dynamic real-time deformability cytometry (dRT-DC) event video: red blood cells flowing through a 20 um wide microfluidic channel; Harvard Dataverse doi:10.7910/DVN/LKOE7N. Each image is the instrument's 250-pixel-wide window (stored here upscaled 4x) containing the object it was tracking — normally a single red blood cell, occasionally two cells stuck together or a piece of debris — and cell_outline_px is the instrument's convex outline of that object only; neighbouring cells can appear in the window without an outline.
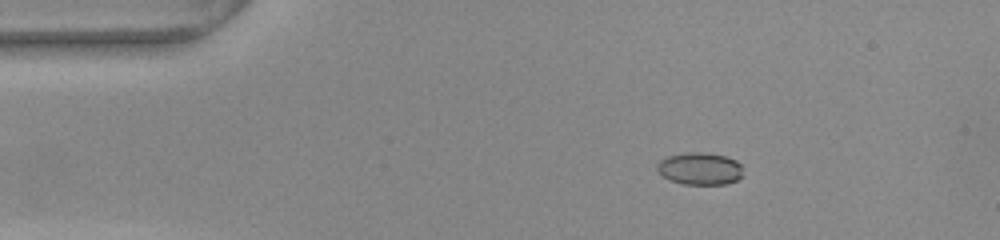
{"species": "common noctule bat (a hibernating species)", "species_latin": "Nyctalus noctula", "temperature_condition": "warm", "stored_images_in_passage": 52, "camera_frame_rate_fps": 3000, "um_per_image_px": 0.085, "animal": {"sex": "female", "body_mass_g": 22.0, "forearm_length_mm": 56.7}, "frame": {"image": 1, "passage_image": 7, "time_ms": 2.0, "image_size_px": [1000, 240], "cell_outline_px": [[744, 176], [736, 180], [724, 184], [684, 184], [668, 180], [656, 172], [656, 164], [660, 160], [668, 156], [688, 152], [700, 152], [724, 156], [736, 160], [740, 164]], "centroid_in_image_um": [59.45, 14.34], "position_along_channel_um": 25.5, "area_um2": 16.3}}
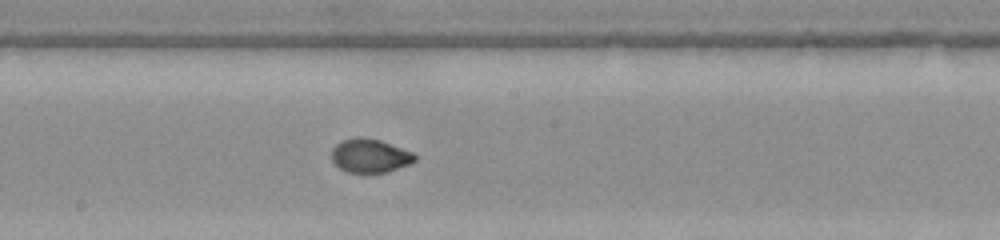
{"frame": {"image": 2, "passage_image": 27, "time_ms": 8.667, "image_size_px": [1000, 240], "cell_outline_px": [[416, 160], [412, 164], [388, 172], [368, 176], [348, 172], [340, 168], [332, 160], [332, 148], [336, 144], [344, 140], [360, 136], [380, 140], [412, 152], [416, 156]], "centroid_in_image_um": [31.47, 13.29], "position_along_channel_um": 216.7, "area_um2": 16.88}}
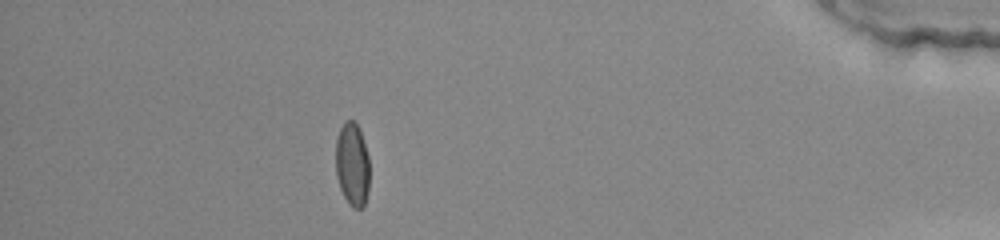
{"frame": {"image": 3, "passage_image": 46, "time_ms": 15.0, "image_size_px": [1000, 240], "cell_outline_px": [[368, 188], [364, 204], [360, 208], [352, 208], [348, 204], [340, 188], [336, 176], [336, 136], [344, 120], [352, 120], [356, 124], [360, 132], [368, 156]], "centroid_in_image_um": [29.91, 13.97], "position_along_channel_um": 405.3, "area_um2": 16.3}}